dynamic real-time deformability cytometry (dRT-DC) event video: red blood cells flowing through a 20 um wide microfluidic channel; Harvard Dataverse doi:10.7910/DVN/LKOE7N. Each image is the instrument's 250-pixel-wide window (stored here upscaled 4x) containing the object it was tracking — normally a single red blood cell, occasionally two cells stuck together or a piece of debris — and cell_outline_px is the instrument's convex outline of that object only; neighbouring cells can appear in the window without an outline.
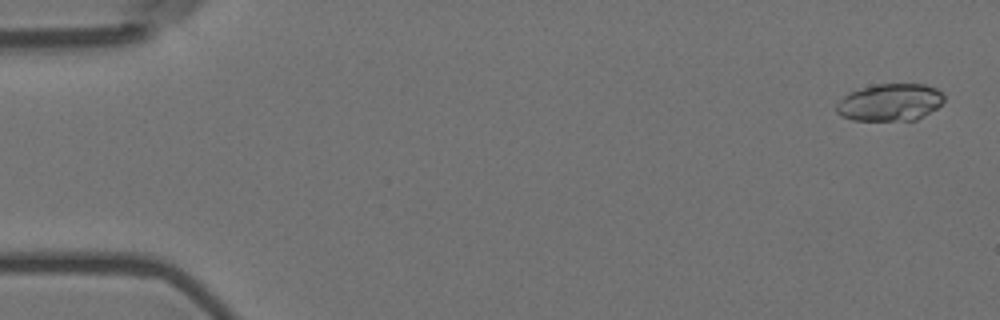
{"species": "Egyptian fruit bat (a non-hibernating species)", "species_latin": "Rousettus aegyptiacus", "temperature_condition": "room temperature", "stored_images_in_passage": 5, "camera_frame_rate_fps": 3000, "um_per_image_px": 0.085, "animal": {"sex": "female"}, "frame": {"image": 1, "passage_image": 1, "time_ms": 0.0, "image_size_px": [1000, 320], "cell_outline_px": [[944, 100], [936, 108], [916, 120], [852, 120], [840, 116], [836, 112], [836, 104], [848, 92], [876, 84], [924, 84], [936, 88], [944, 96]], "centroid_in_image_um": [75.62, 8.7], "position_along_channel_um": 9.4, "area_um2": 23.29}}